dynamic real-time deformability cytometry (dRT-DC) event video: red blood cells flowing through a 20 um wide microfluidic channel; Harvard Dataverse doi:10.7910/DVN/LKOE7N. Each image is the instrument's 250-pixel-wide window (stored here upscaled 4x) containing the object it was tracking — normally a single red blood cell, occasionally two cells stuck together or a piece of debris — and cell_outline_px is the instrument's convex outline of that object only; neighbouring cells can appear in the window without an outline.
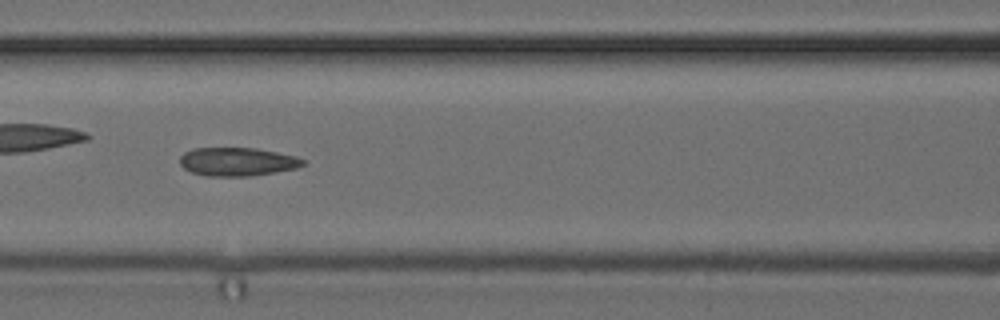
{"species": "common noctule bat (a hibernating species)", "species_latin": "Nyctalus noctula", "temperature_condition": "cold", "stored_images_in_passage": 33, "camera_frame_rate_fps": 3000, "um_per_image_px": 0.085, "animal": {"sex": "female", "body_mass_g": 24.6, "forearm_length_mm": 56.2}, "frame": {"image": 1, "passage_image": 6, "time_ms": 1.667, "image_size_px": [1000, 320], "cell_outline_px": [[308, 160], [304, 164], [296, 168], [276, 172], [248, 176], [208, 176], [192, 172], [184, 168], [180, 164], [180, 156], [184, 152], [192, 148], [256, 148], [296, 156]], "centroid_in_image_um": [20.18, 13.74], "position_along_channel_um": 146.4, "area_um2": 20.46}}
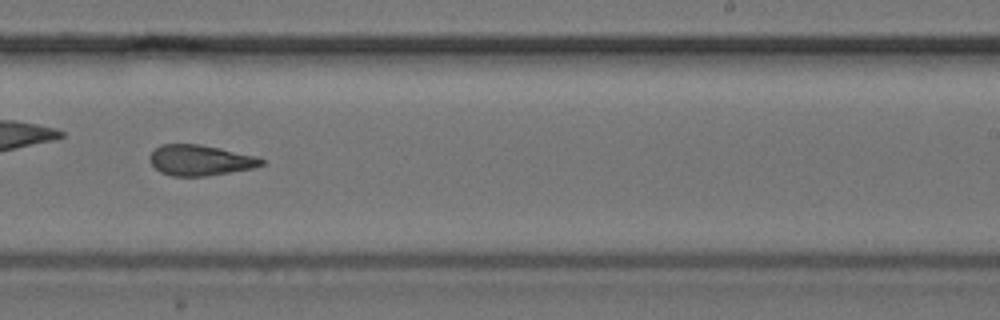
{"frame": {"image": 2, "passage_image": 15, "time_ms": 4.667, "image_size_px": [1000, 320], "cell_outline_px": [[264, 164], [256, 168], [204, 176], [172, 176], [160, 172], [148, 160], [148, 156], [160, 144], [200, 144], [260, 156], [264, 160]], "centroid_in_image_um": [17.05, 13.61], "position_along_channel_um": 272.0, "area_um2": 20.17}}